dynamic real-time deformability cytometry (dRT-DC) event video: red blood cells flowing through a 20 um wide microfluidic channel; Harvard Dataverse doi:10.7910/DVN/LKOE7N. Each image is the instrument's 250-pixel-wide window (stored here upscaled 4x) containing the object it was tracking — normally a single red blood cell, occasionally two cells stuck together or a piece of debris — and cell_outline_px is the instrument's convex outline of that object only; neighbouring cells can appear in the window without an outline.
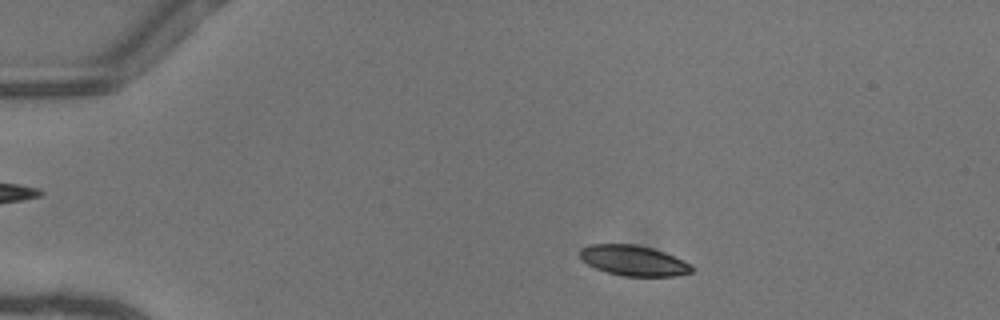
{"species": "common noctule bat (a hibernating species)", "species_latin": "Nyctalus noctula", "temperature_condition": "warm", "stored_images_in_passage": 48, "camera_frame_rate_fps": 3000, "um_per_image_px": 0.085, "animal": {"sex": "female"}, "frame": {"image": 1, "passage_image": 7, "time_ms": 2.0, "image_size_px": [1000, 320], "cell_outline_px": [[692, 272], [676, 276], [624, 276], [608, 272], [596, 268], [580, 260], [580, 248], [588, 244], [636, 244], [652, 248], [664, 252], [692, 264]], "centroid_in_image_um": [53.83, 22.14], "position_along_channel_um": 31.2, "area_um2": 19.83}}
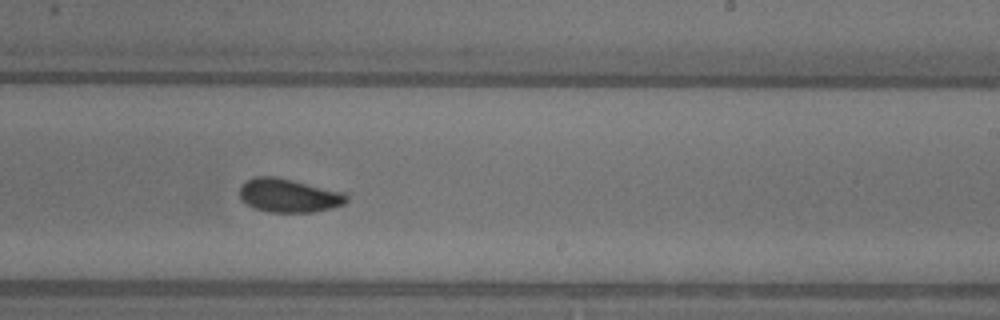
{"frame": {"image": 2, "passage_image": 29, "time_ms": 9.333, "image_size_px": [1000, 320], "cell_outline_px": [[348, 200], [344, 204], [332, 208], [312, 212], [268, 212], [252, 208], [240, 200], [240, 188], [244, 180], [256, 176], [276, 176], [344, 192], [348, 196]], "centroid_in_image_um": [24.51, 16.61], "position_along_channel_um": 264.5, "area_um2": 21.21}}
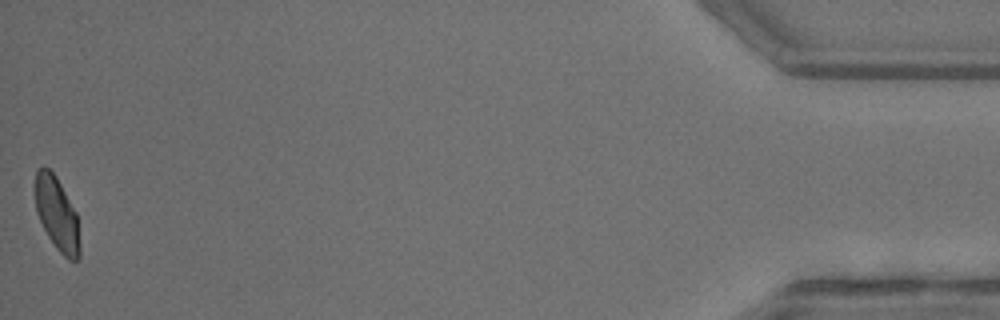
{"frame": {"image": 3, "passage_image": 48, "time_ms": 15.667, "image_size_px": [1000, 320], "cell_outline_px": [[80, 256], [76, 260], [68, 260], [56, 248], [48, 236], [36, 212], [36, 168], [44, 164], [56, 176], [76, 212], [80, 244]], "centroid_in_image_um": [4.85, 18.17], "position_along_channel_um": 430.4, "area_um2": 18.96}, "authors_computed_cell_mechanics": {"area_um2": 20.519, "velocity_mm_per_s": 4.0968, "shape_relaxation_time_tau1_ms": 3.1575, "shape_relaxation_time_tau2_ms": 2.2486, "deformation_change_tau1": 0.1011, "deformation_change_tau2": 0.0522}}